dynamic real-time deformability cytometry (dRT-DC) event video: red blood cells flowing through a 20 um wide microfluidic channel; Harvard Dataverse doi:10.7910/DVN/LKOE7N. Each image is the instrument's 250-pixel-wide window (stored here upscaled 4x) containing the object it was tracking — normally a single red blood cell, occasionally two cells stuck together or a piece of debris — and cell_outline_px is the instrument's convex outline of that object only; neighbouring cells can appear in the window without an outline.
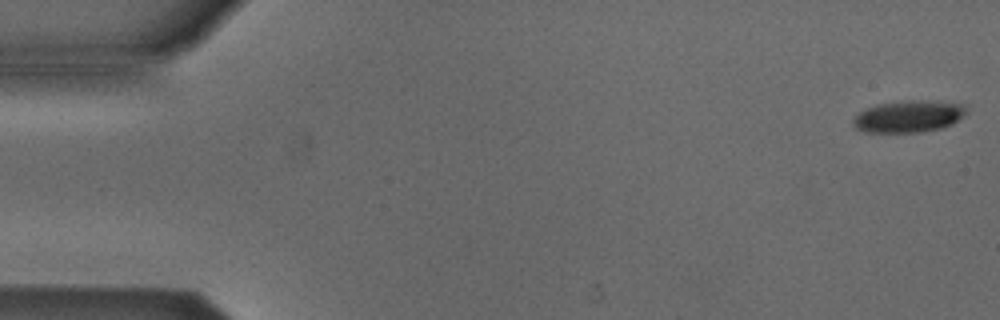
{"species": "Egyptian fruit bat (a non-hibernating species)", "species_latin": "Rousettus aegyptiacus", "temperature_condition": "cold", "stored_images_in_passage": 5, "camera_frame_rate_fps": 3000, "um_per_image_px": 0.085, "animal": {"sex": "male"}, "frame": {"image": 1, "passage_image": 1, "time_ms": 0.0, "image_size_px": [1000, 320], "cell_outline_px": [[968, 112], [964, 116], [952, 124], [940, 128], [920, 132], [868, 132], [856, 128], [852, 124], [852, 120], [860, 112], [876, 104], [912, 100], [968, 104]], "centroid_in_image_um": [77.28, 9.89], "position_along_channel_um": 7.7, "area_um2": 20.92}}
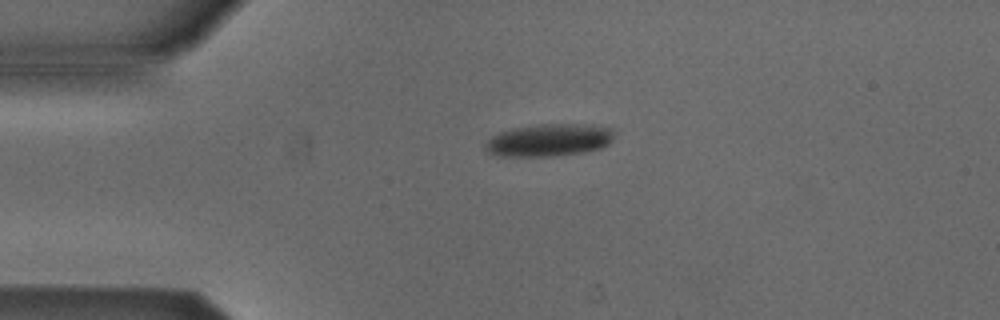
{"frame": {"image": 2, "passage_image": 4, "time_ms": 1.0, "image_size_px": [1000, 320], "cell_outline_px": [[616, 132], [608, 144], [600, 148], [580, 152], [548, 156], [500, 156], [488, 152], [488, 140], [492, 136], [500, 132], [516, 128], [536, 124], [592, 124], [612, 128]], "centroid_in_image_um": [46.73, 11.89], "position_along_channel_um": 38.3, "area_um2": 24.04}}